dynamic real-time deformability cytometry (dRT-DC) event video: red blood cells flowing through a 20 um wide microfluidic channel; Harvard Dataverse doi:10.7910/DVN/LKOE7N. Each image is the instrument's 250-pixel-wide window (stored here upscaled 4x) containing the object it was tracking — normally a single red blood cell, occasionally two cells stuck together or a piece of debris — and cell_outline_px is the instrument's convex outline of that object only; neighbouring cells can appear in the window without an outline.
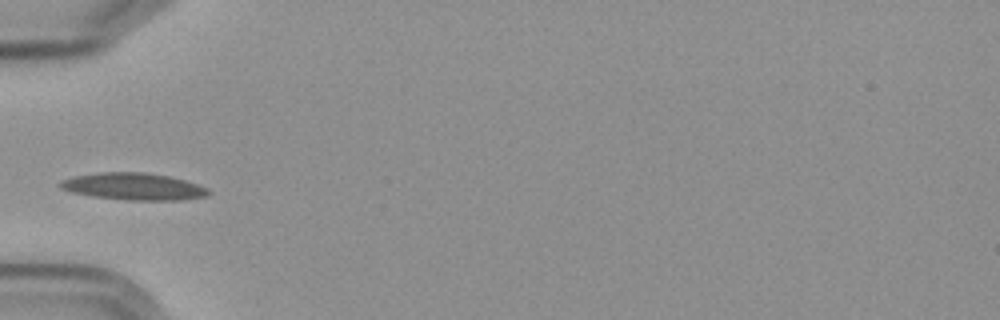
{"species": "Egyptian fruit bat (a non-hibernating species)", "species_latin": "Rousettus aegyptiacus", "temperature_condition": "cold", "stored_images_in_passage": 4, "camera_frame_rate_fps": 3000, "um_per_image_px": 0.085, "frame": {"image": 1, "passage_image": 3, "time_ms": 2.333, "image_size_px": [1000, 320], "cell_outline_px": [[212, 192], [208, 196], [180, 200], [128, 200], [92, 196], [72, 192], [60, 188], [56, 184], [60, 180], [72, 176], [100, 172], [144, 172], [168, 176], [184, 180], [208, 188]], "centroid_in_image_um": [11.32, 15.85], "position_along_channel_um": 73.7, "area_um2": 23.47}}
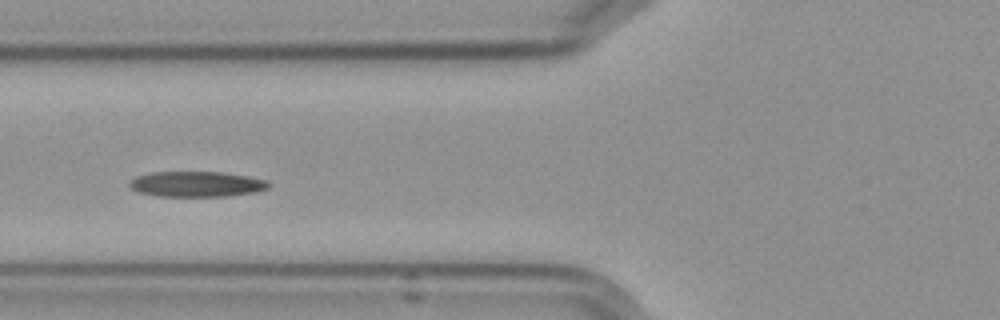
{"frame": {"image": 2, "passage_image": 4, "time_ms": 3.333, "image_size_px": [1000, 320], "cell_outline_px": [[272, 184], [268, 188], [256, 192], [228, 196], [156, 196], [140, 192], [128, 188], [128, 180], [136, 176], [152, 172], [224, 172], [248, 176], [264, 180]], "centroid_in_image_um": [16.67, 15.65], "position_along_channel_um": 109.1, "area_um2": 20.81}}